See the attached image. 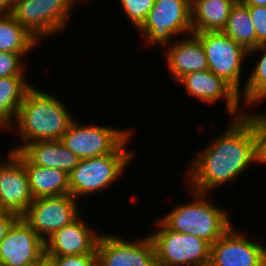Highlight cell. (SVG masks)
<instances>
[{
    "label": "cell",
    "instance_id": "1",
    "mask_svg": "<svg viewBox=\"0 0 266 266\" xmlns=\"http://www.w3.org/2000/svg\"><path fill=\"white\" fill-rule=\"evenodd\" d=\"M222 134L193 157L186 173L190 191L209 194L238 180L248 166L256 164L253 129L244 116L234 118Z\"/></svg>",
    "mask_w": 266,
    "mask_h": 266
},
{
    "label": "cell",
    "instance_id": "2",
    "mask_svg": "<svg viewBox=\"0 0 266 266\" xmlns=\"http://www.w3.org/2000/svg\"><path fill=\"white\" fill-rule=\"evenodd\" d=\"M65 106L57 97L32 85L26 91L12 125H17L22 144L9 151H20L35 141L60 140L74 119Z\"/></svg>",
    "mask_w": 266,
    "mask_h": 266
},
{
    "label": "cell",
    "instance_id": "3",
    "mask_svg": "<svg viewBox=\"0 0 266 266\" xmlns=\"http://www.w3.org/2000/svg\"><path fill=\"white\" fill-rule=\"evenodd\" d=\"M192 192L194 201L177 205L159 220L174 232L197 236L212 245L232 227V222L226 210L206 199L208 194Z\"/></svg>",
    "mask_w": 266,
    "mask_h": 266
},
{
    "label": "cell",
    "instance_id": "4",
    "mask_svg": "<svg viewBox=\"0 0 266 266\" xmlns=\"http://www.w3.org/2000/svg\"><path fill=\"white\" fill-rule=\"evenodd\" d=\"M130 137L131 135L112 154L80 159L69 174L70 195L77 200L78 197L98 193L112 185L128 167L132 156H135L132 150L126 148Z\"/></svg>",
    "mask_w": 266,
    "mask_h": 266
},
{
    "label": "cell",
    "instance_id": "5",
    "mask_svg": "<svg viewBox=\"0 0 266 266\" xmlns=\"http://www.w3.org/2000/svg\"><path fill=\"white\" fill-rule=\"evenodd\" d=\"M148 45L167 46L177 35L191 34V0H155L146 20L137 29Z\"/></svg>",
    "mask_w": 266,
    "mask_h": 266
},
{
    "label": "cell",
    "instance_id": "6",
    "mask_svg": "<svg viewBox=\"0 0 266 266\" xmlns=\"http://www.w3.org/2000/svg\"><path fill=\"white\" fill-rule=\"evenodd\" d=\"M157 231L149 236L154 244L157 266H208L211 245L191 234L168 229L159 219Z\"/></svg>",
    "mask_w": 266,
    "mask_h": 266
},
{
    "label": "cell",
    "instance_id": "7",
    "mask_svg": "<svg viewBox=\"0 0 266 266\" xmlns=\"http://www.w3.org/2000/svg\"><path fill=\"white\" fill-rule=\"evenodd\" d=\"M81 0H16L11 15L38 40L67 28L74 3ZM73 6V7H72Z\"/></svg>",
    "mask_w": 266,
    "mask_h": 266
},
{
    "label": "cell",
    "instance_id": "8",
    "mask_svg": "<svg viewBox=\"0 0 266 266\" xmlns=\"http://www.w3.org/2000/svg\"><path fill=\"white\" fill-rule=\"evenodd\" d=\"M201 41L208 69L228 83L240 96L242 63L248 51L223 31L194 33Z\"/></svg>",
    "mask_w": 266,
    "mask_h": 266
},
{
    "label": "cell",
    "instance_id": "9",
    "mask_svg": "<svg viewBox=\"0 0 266 266\" xmlns=\"http://www.w3.org/2000/svg\"><path fill=\"white\" fill-rule=\"evenodd\" d=\"M131 131L107 125H82L73 119L60 140L79 159H86L112 154Z\"/></svg>",
    "mask_w": 266,
    "mask_h": 266
},
{
    "label": "cell",
    "instance_id": "10",
    "mask_svg": "<svg viewBox=\"0 0 266 266\" xmlns=\"http://www.w3.org/2000/svg\"><path fill=\"white\" fill-rule=\"evenodd\" d=\"M77 200L70 194L33 199L21 216L45 242L58 229L71 224L81 214Z\"/></svg>",
    "mask_w": 266,
    "mask_h": 266
},
{
    "label": "cell",
    "instance_id": "11",
    "mask_svg": "<svg viewBox=\"0 0 266 266\" xmlns=\"http://www.w3.org/2000/svg\"><path fill=\"white\" fill-rule=\"evenodd\" d=\"M97 266H157L154 244L150 236L135 241L99 236L96 244Z\"/></svg>",
    "mask_w": 266,
    "mask_h": 266
},
{
    "label": "cell",
    "instance_id": "12",
    "mask_svg": "<svg viewBox=\"0 0 266 266\" xmlns=\"http://www.w3.org/2000/svg\"><path fill=\"white\" fill-rule=\"evenodd\" d=\"M230 227L210 248L208 266H266V247Z\"/></svg>",
    "mask_w": 266,
    "mask_h": 266
},
{
    "label": "cell",
    "instance_id": "13",
    "mask_svg": "<svg viewBox=\"0 0 266 266\" xmlns=\"http://www.w3.org/2000/svg\"><path fill=\"white\" fill-rule=\"evenodd\" d=\"M45 254V242L20 216L0 242L2 266H30Z\"/></svg>",
    "mask_w": 266,
    "mask_h": 266
},
{
    "label": "cell",
    "instance_id": "14",
    "mask_svg": "<svg viewBox=\"0 0 266 266\" xmlns=\"http://www.w3.org/2000/svg\"><path fill=\"white\" fill-rule=\"evenodd\" d=\"M0 162V209L22 216L33 202L28 176L22 161L9 151Z\"/></svg>",
    "mask_w": 266,
    "mask_h": 266
},
{
    "label": "cell",
    "instance_id": "15",
    "mask_svg": "<svg viewBox=\"0 0 266 266\" xmlns=\"http://www.w3.org/2000/svg\"><path fill=\"white\" fill-rule=\"evenodd\" d=\"M176 83L184 84L189 95L208 104L225 99L227 113L233 116V119L244 116L245 111L239 108L241 106L239 94L209 69L188 73Z\"/></svg>",
    "mask_w": 266,
    "mask_h": 266
},
{
    "label": "cell",
    "instance_id": "16",
    "mask_svg": "<svg viewBox=\"0 0 266 266\" xmlns=\"http://www.w3.org/2000/svg\"><path fill=\"white\" fill-rule=\"evenodd\" d=\"M79 216L71 224L58 229L45 241L47 256L97 255L96 244L100 232Z\"/></svg>",
    "mask_w": 266,
    "mask_h": 266
},
{
    "label": "cell",
    "instance_id": "17",
    "mask_svg": "<svg viewBox=\"0 0 266 266\" xmlns=\"http://www.w3.org/2000/svg\"><path fill=\"white\" fill-rule=\"evenodd\" d=\"M167 46L166 63L171 79L177 82L188 73L208 69L207 58L200 39L194 34Z\"/></svg>",
    "mask_w": 266,
    "mask_h": 266
},
{
    "label": "cell",
    "instance_id": "18",
    "mask_svg": "<svg viewBox=\"0 0 266 266\" xmlns=\"http://www.w3.org/2000/svg\"><path fill=\"white\" fill-rule=\"evenodd\" d=\"M23 163L33 199L70 194L69 174L32 164L20 151H12Z\"/></svg>",
    "mask_w": 266,
    "mask_h": 266
},
{
    "label": "cell",
    "instance_id": "19",
    "mask_svg": "<svg viewBox=\"0 0 266 266\" xmlns=\"http://www.w3.org/2000/svg\"><path fill=\"white\" fill-rule=\"evenodd\" d=\"M20 152L32 163L46 168H56L70 174L79 158L61 140L35 141L26 144Z\"/></svg>",
    "mask_w": 266,
    "mask_h": 266
},
{
    "label": "cell",
    "instance_id": "20",
    "mask_svg": "<svg viewBox=\"0 0 266 266\" xmlns=\"http://www.w3.org/2000/svg\"><path fill=\"white\" fill-rule=\"evenodd\" d=\"M237 0H191L192 32L222 31Z\"/></svg>",
    "mask_w": 266,
    "mask_h": 266
},
{
    "label": "cell",
    "instance_id": "21",
    "mask_svg": "<svg viewBox=\"0 0 266 266\" xmlns=\"http://www.w3.org/2000/svg\"><path fill=\"white\" fill-rule=\"evenodd\" d=\"M32 86L24 76L0 78V129H12L26 91ZM13 119V120H12Z\"/></svg>",
    "mask_w": 266,
    "mask_h": 266
},
{
    "label": "cell",
    "instance_id": "22",
    "mask_svg": "<svg viewBox=\"0 0 266 266\" xmlns=\"http://www.w3.org/2000/svg\"><path fill=\"white\" fill-rule=\"evenodd\" d=\"M39 40L11 14H0V52H11L26 57Z\"/></svg>",
    "mask_w": 266,
    "mask_h": 266
},
{
    "label": "cell",
    "instance_id": "23",
    "mask_svg": "<svg viewBox=\"0 0 266 266\" xmlns=\"http://www.w3.org/2000/svg\"><path fill=\"white\" fill-rule=\"evenodd\" d=\"M222 31L248 52L257 47L256 32L248 6L239 0L232 6L226 26Z\"/></svg>",
    "mask_w": 266,
    "mask_h": 266
},
{
    "label": "cell",
    "instance_id": "24",
    "mask_svg": "<svg viewBox=\"0 0 266 266\" xmlns=\"http://www.w3.org/2000/svg\"><path fill=\"white\" fill-rule=\"evenodd\" d=\"M257 50L262 52L263 56L258 60L254 70L250 73L246 85H244V90L241 93L242 96H239L240 101L243 100L246 106H252V104L254 106L258 102L266 100V42L259 44L255 49L249 51L248 55H253V53L258 52Z\"/></svg>",
    "mask_w": 266,
    "mask_h": 266
},
{
    "label": "cell",
    "instance_id": "25",
    "mask_svg": "<svg viewBox=\"0 0 266 266\" xmlns=\"http://www.w3.org/2000/svg\"><path fill=\"white\" fill-rule=\"evenodd\" d=\"M261 114V115H260ZM246 114L244 117L251 123L256 143V164H266V115L264 113Z\"/></svg>",
    "mask_w": 266,
    "mask_h": 266
},
{
    "label": "cell",
    "instance_id": "26",
    "mask_svg": "<svg viewBox=\"0 0 266 266\" xmlns=\"http://www.w3.org/2000/svg\"><path fill=\"white\" fill-rule=\"evenodd\" d=\"M120 3L133 26L138 29L146 20L155 0H120Z\"/></svg>",
    "mask_w": 266,
    "mask_h": 266
},
{
    "label": "cell",
    "instance_id": "27",
    "mask_svg": "<svg viewBox=\"0 0 266 266\" xmlns=\"http://www.w3.org/2000/svg\"><path fill=\"white\" fill-rule=\"evenodd\" d=\"M23 56L18 53L0 52V78L24 76Z\"/></svg>",
    "mask_w": 266,
    "mask_h": 266
},
{
    "label": "cell",
    "instance_id": "28",
    "mask_svg": "<svg viewBox=\"0 0 266 266\" xmlns=\"http://www.w3.org/2000/svg\"><path fill=\"white\" fill-rule=\"evenodd\" d=\"M248 9L253 20L258 46L266 42V6H248Z\"/></svg>",
    "mask_w": 266,
    "mask_h": 266
},
{
    "label": "cell",
    "instance_id": "29",
    "mask_svg": "<svg viewBox=\"0 0 266 266\" xmlns=\"http://www.w3.org/2000/svg\"><path fill=\"white\" fill-rule=\"evenodd\" d=\"M56 266H97V255L50 256Z\"/></svg>",
    "mask_w": 266,
    "mask_h": 266
},
{
    "label": "cell",
    "instance_id": "30",
    "mask_svg": "<svg viewBox=\"0 0 266 266\" xmlns=\"http://www.w3.org/2000/svg\"><path fill=\"white\" fill-rule=\"evenodd\" d=\"M19 217L18 214L11 211H0V242L5 238L7 232Z\"/></svg>",
    "mask_w": 266,
    "mask_h": 266
},
{
    "label": "cell",
    "instance_id": "31",
    "mask_svg": "<svg viewBox=\"0 0 266 266\" xmlns=\"http://www.w3.org/2000/svg\"><path fill=\"white\" fill-rule=\"evenodd\" d=\"M16 0H0V14H11Z\"/></svg>",
    "mask_w": 266,
    "mask_h": 266
},
{
    "label": "cell",
    "instance_id": "32",
    "mask_svg": "<svg viewBox=\"0 0 266 266\" xmlns=\"http://www.w3.org/2000/svg\"><path fill=\"white\" fill-rule=\"evenodd\" d=\"M33 266H56L55 260L44 254Z\"/></svg>",
    "mask_w": 266,
    "mask_h": 266
},
{
    "label": "cell",
    "instance_id": "33",
    "mask_svg": "<svg viewBox=\"0 0 266 266\" xmlns=\"http://www.w3.org/2000/svg\"><path fill=\"white\" fill-rule=\"evenodd\" d=\"M246 6H266V0H239Z\"/></svg>",
    "mask_w": 266,
    "mask_h": 266
}]
</instances>
